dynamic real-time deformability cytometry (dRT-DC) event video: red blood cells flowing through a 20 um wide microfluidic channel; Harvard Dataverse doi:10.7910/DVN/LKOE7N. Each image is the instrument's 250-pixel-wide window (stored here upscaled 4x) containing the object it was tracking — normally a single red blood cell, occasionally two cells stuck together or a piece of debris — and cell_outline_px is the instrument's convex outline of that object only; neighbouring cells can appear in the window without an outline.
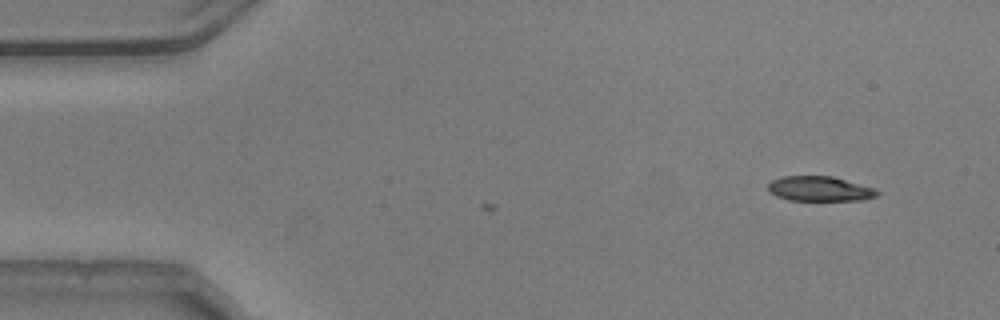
{"species": "common noctule bat (a hibernating species)", "species_latin": "Nyctalus noctula", "temperature_condition": "warm", "stored_images_in_passage": 3, "camera_frame_rate_fps": 3000, "um_per_image_px": 0.085, "animal": {"sex": "male", "body_mass_g": 20.5, "forearm_length_mm": 52.5}, "frame": {"image": 1, "passage_image": 1, "time_ms": 0.0, "image_size_px": [1000, 320], "cell_outline_px": [[880, 192], [876, 196], [864, 200], [788, 200], [776, 196], [768, 192], [768, 184], [772, 180], [780, 176], [832, 176], [876, 188]], "centroid_in_image_um": [69.67, 16.04], "position_along_channel_um": 15.3, "area_um2": 15.95}}